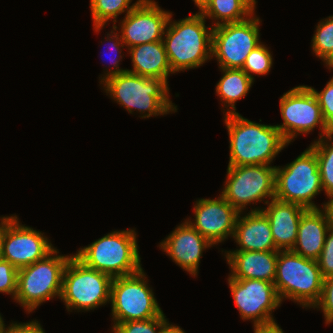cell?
I'll list each match as a JSON object with an SVG mask.
<instances>
[{
	"label": "cell",
	"instance_id": "cell-25",
	"mask_svg": "<svg viewBox=\"0 0 333 333\" xmlns=\"http://www.w3.org/2000/svg\"><path fill=\"white\" fill-rule=\"evenodd\" d=\"M140 1L132 3V0H90L93 30L98 33L107 26L109 20L113 21V26L116 25L118 16L129 13Z\"/></svg>",
	"mask_w": 333,
	"mask_h": 333
},
{
	"label": "cell",
	"instance_id": "cell-28",
	"mask_svg": "<svg viewBox=\"0 0 333 333\" xmlns=\"http://www.w3.org/2000/svg\"><path fill=\"white\" fill-rule=\"evenodd\" d=\"M273 66V57L269 47L261 42L246 57L242 70L255 81L254 75H267Z\"/></svg>",
	"mask_w": 333,
	"mask_h": 333
},
{
	"label": "cell",
	"instance_id": "cell-30",
	"mask_svg": "<svg viewBox=\"0 0 333 333\" xmlns=\"http://www.w3.org/2000/svg\"><path fill=\"white\" fill-rule=\"evenodd\" d=\"M117 29H115V27L113 26L112 27V30L111 32H108L106 35V42H109L108 43V46L110 47V49L113 51V53H115L116 57H112L111 58V66L113 65V67H110V69H104L106 71H104V74L101 75L99 77L100 81L99 83L101 84L103 81H105L108 77L110 76H113V75H117V74H120V73H123V72H126L127 69H121L120 68V61H122V49L126 46H124L125 44L123 43L122 39H121V35L120 33L118 32L117 33ZM112 42V43H111ZM122 48V49H121ZM105 55V54H104ZM113 60V61H112ZM103 76V77H102Z\"/></svg>",
	"mask_w": 333,
	"mask_h": 333
},
{
	"label": "cell",
	"instance_id": "cell-3",
	"mask_svg": "<svg viewBox=\"0 0 333 333\" xmlns=\"http://www.w3.org/2000/svg\"><path fill=\"white\" fill-rule=\"evenodd\" d=\"M172 15L162 39L172 71L179 73L203 66L212 59L213 27L206 26L201 13L178 21Z\"/></svg>",
	"mask_w": 333,
	"mask_h": 333
},
{
	"label": "cell",
	"instance_id": "cell-35",
	"mask_svg": "<svg viewBox=\"0 0 333 333\" xmlns=\"http://www.w3.org/2000/svg\"><path fill=\"white\" fill-rule=\"evenodd\" d=\"M2 333H45L39 321L32 320L26 323L12 322L5 326Z\"/></svg>",
	"mask_w": 333,
	"mask_h": 333
},
{
	"label": "cell",
	"instance_id": "cell-6",
	"mask_svg": "<svg viewBox=\"0 0 333 333\" xmlns=\"http://www.w3.org/2000/svg\"><path fill=\"white\" fill-rule=\"evenodd\" d=\"M58 254L55 248L45 258L18 269L14 302L19 303L28 314L48 300L60 299L63 273L73 255Z\"/></svg>",
	"mask_w": 333,
	"mask_h": 333
},
{
	"label": "cell",
	"instance_id": "cell-16",
	"mask_svg": "<svg viewBox=\"0 0 333 333\" xmlns=\"http://www.w3.org/2000/svg\"><path fill=\"white\" fill-rule=\"evenodd\" d=\"M194 220L186 221L212 245L233 238L239 212L220 194L218 198H201L194 204Z\"/></svg>",
	"mask_w": 333,
	"mask_h": 333
},
{
	"label": "cell",
	"instance_id": "cell-17",
	"mask_svg": "<svg viewBox=\"0 0 333 333\" xmlns=\"http://www.w3.org/2000/svg\"><path fill=\"white\" fill-rule=\"evenodd\" d=\"M184 221L160 242L159 248L184 271L197 277L203 252L214 245Z\"/></svg>",
	"mask_w": 333,
	"mask_h": 333
},
{
	"label": "cell",
	"instance_id": "cell-8",
	"mask_svg": "<svg viewBox=\"0 0 333 333\" xmlns=\"http://www.w3.org/2000/svg\"><path fill=\"white\" fill-rule=\"evenodd\" d=\"M321 191L317 156L310 147L286 166H276L275 199L306 209H319L312 200Z\"/></svg>",
	"mask_w": 333,
	"mask_h": 333
},
{
	"label": "cell",
	"instance_id": "cell-7",
	"mask_svg": "<svg viewBox=\"0 0 333 333\" xmlns=\"http://www.w3.org/2000/svg\"><path fill=\"white\" fill-rule=\"evenodd\" d=\"M112 281V277L85 266L73 255L63 273L60 300L67 312L94 310L110 303Z\"/></svg>",
	"mask_w": 333,
	"mask_h": 333
},
{
	"label": "cell",
	"instance_id": "cell-36",
	"mask_svg": "<svg viewBox=\"0 0 333 333\" xmlns=\"http://www.w3.org/2000/svg\"><path fill=\"white\" fill-rule=\"evenodd\" d=\"M159 333H185V331L175 324H170L168 320H166L161 326Z\"/></svg>",
	"mask_w": 333,
	"mask_h": 333
},
{
	"label": "cell",
	"instance_id": "cell-32",
	"mask_svg": "<svg viewBox=\"0 0 333 333\" xmlns=\"http://www.w3.org/2000/svg\"><path fill=\"white\" fill-rule=\"evenodd\" d=\"M323 312L325 324L333 323V275L323 279L322 294L320 300L313 306Z\"/></svg>",
	"mask_w": 333,
	"mask_h": 333
},
{
	"label": "cell",
	"instance_id": "cell-4",
	"mask_svg": "<svg viewBox=\"0 0 333 333\" xmlns=\"http://www.w3.org/2000/svg\"><path fill=\"white\" fill-rule=\"evenodd\" d=\"M139 254L137 233L130 228L111 231L73 255L85 266L117 278L142 269Z\"/></svg>",
	"mask_w": 333,
	"mask_h": 333
},
{
	"label": "cell",
	"instance_id": "cell-31",
	"mask_svg": "<svg viewBox=\"0 0 333 333\" xmlns=\"http://www.w3.org/2000/svg\"><path fill=\"white\" fill-rule=\"evenodd\" d=\"M308 87L317 98L326 125L333 132V76L319 92L312 86Z\"/></svg>",
	"mask_w": 333,
	"mask_h": 333
},
{
	"label": "cell",
	"instance_id": "cell-21",
	"mask_svg": "<svg viewBox=\"0 0 333 333\" xmlns=\"http://www.w3.org/2000/svg\"><path fill=\"white\" fill-rule=\"evenodd\" d=\"M239 249L229 251H278L275 247L271 226L262 211L240 212L233 238Z\"/></svg>",
	"mask_w": 333,
	"mask_h": 333
},
{
	"label": "cell",
	"instance_id": "cell-5",
	"mask_svg": "<svg viewBox=\"0 0 333 333\" xmlns=\"http://www.w3.org/2000/svg\"><path fill=\"white\" fill-rule=\"evenodd\" d=\"M323 279L317 260L291 250L278 251L274 285L281 302L289 299L302 308H313L320 300Z\"/></svg>",
	"mask_w": 333,
	"mask_h": 333
},
{
	"label": "cell",
	"instance_id": "cell-26",
	"mask_svg": "<svg viewBox=\"0 0 333 333\" xmlns=\"http://www.w3.org/2000/svg\"><path fill=\"white\" fill-rule=\"evenodd\" d=\"M309 147L317 156L322 189L329 198L333 195V132L316 139Z\"/></svg>",
	"mask_w": 333,
	"mask_h": 333
},
{
	"label": "cell",
	"instance_id": "cell-39",
	"mask_svg": "<svg viewBox=\"0 0 333 333\" xmlns=\"http://www.w3.org/2000/svg\"><path fill=\"white\" fill-rule=\"evenodd\" d=\"M194 4L199 8L198 13H202L206 7L210 4L211 0H193Z\"/></svg>",
	"mask_w": 333,
	"mask_h": 333
},
{
	"label": "cell",
	"instance_id": "cell-27",
	"mask_svg": "<svg viewBox=\"0 0 333 333\" xmlns=\"http://www.w3.org/2000/svg\"><path fill=\"white\" fill-rule=\"evenodd\" d=\"M311 40L312 53L326 65L333 58V15L318 22Z\"/></svg>",
	"mask_w": 333,
	"mask_h": 333
},
{
	"label": "cell",
	"instance_id": "cell-15",
	"mask_svg": "<svg viewBox=\"0 0 333 333\" xmlns=\"http://www.w3.org/2000/svg\"><path fill=\"white\" fill-rule=\"evenodd\" d=\"M155 0H141L120 20V28L114 25L121 35L126 48L144 43L160 41L172 12L162 9Z\"/></svg>",
	"mask_w": 333,
	"mask_h": 333
},
{
	"label": "cell",
	"instance_id": "cell-41",
	"mask_svg": "<svg viewBox=\"0 0 333 333\" xmlns=\"http://www.w3.org/2000/svg\"><path fill=\"white\" fill-rule=\"evenodd\" d=\"M329 70L333 69V58L325 65Z\"/></svg>",
	"mask_w": 333,
	"mask_h": 333
},
{
	"label": "cell",
	"instance_id": "cell-11",
	"mask_svg": "<svg viewBox=\"0 0 333 333\" xmlns=\"http://www.w3.org/2000/svg\"><path fill=\"white\" fill-rule=\"evenodd\" d=\"M281 125H275L290 144L298 135L309 134L319 126V138L332 131L326 125L317 98L308 85L296 86L280 96ZM293 140V141H292Z\"/></svg>",
	"mask_w": 333,
	"mask_h": 333
},
{
	"label": "cell",
	"instance_id": "cell-12",
	"mask_svg": "<svg viewBox=\"0 0 333 333\" xmlns=\"http://www.w3.org/2000/svg\"><path fill=\"white\" fill-rule=\"evenodd\" d=\"M55 248L43 232L23 225L17 215L0 216V257L17 269L45 258Z\"/></svg>",
	"mask_w": 333,
	"mask_h": 333
},
{
	"label": "cell",
	"instance_id": "cell-19",
	"mask_svg": "<svg viewBox=\"0 0 333 333\" xmlns=\"http://www.w3.org/2000/svg\"><path fill=\"white\" fill-rule=\"evenodd\" d=\"M333 220L326 208L307 209L301 216L297 240L292 250L304 258L317 260Z\"/></svg>",
	"mask_w": 333,
	"mask_h": 333
},
{
	"label": "cell",
	"instance_id": "cell-37",
	"mask_svg": "<svg viewBox=\"0 0 333 333\" xmlns=\"http://www.w3.org/2000/svg\"><path fill=\"white\" fill-rule=\"evenodd\" d=\"M253 329L254 333H284L278 324L270 327H257Z\"/></svg>",
	"mask_w": 333,
	"mask_h": 333
},
{
	"label": "cell",
	"instance_id": "cell-10",
	"mask_svg": "<svg viewBox=\"0 0 333 333\" xmlns=\"http://www.w3.org/2000/svg\"><path fill=\"white\" fill-rule=\"evenodd\" d=\"M275 170L272 165L228 166L221 195L240 213L247 205L275 199Z\"/></svg>",
	"mask_w": 333,
	"mask_h": 333
},
{
	"label": "cell",
	"instance_id": "cell-23",
	"mask_svg": "<svg viewBox=\"0 0 333 333\" xmlns=\"http://www.w3.org/2000/svg\"><path fill=\"white\" fill-rule=\"evenodd\" d=\"M220 71L223 75L215 89L223 108H226L223 114L237 113L236 102L249 93L254 81L242 69L220 68Z\"/></svg>",
	"mask_w": 333,
	"mask_h": 333
},
{
	"label": "cell",
	"instance_id": "cell-9",
	"mask_svg": "<svg viewBox=\"0 0 333 333\" xmlns=\"http://www.w3.org/2000/svg\"><path fill=\"white\" fill-rule=\"evenodd\" d=\"M146 278L143 268L137 273L113 278L110 294L113 324L147 320L163 313Z\"/></svg>",
	"mask_w": 333,
	"mask_h": 333
},
{
	"label": "cell",
	"instance_id": "cell-20",
	"mask_svg": "<svg viewBox=\"0 0 333 333\" xmlns=\"http://www.w3.org/2000/svg\"><path fill=\"white\" fill-rule=\"evenodd\" d=\"M234 279H258L273 282L278 251H224Z\"/></svg>",
	"mask_w": 333,
	"mask_h": 333
},
{
	"label": "cell",
	"instance_id": "cell-42",
	"mask_svg": "<svg viewBox=\"0 0 333 333\" xmlns=\"http://www.w3.org/2000/svg\"><path fill=\"white\" fill-rule=\"evenodd\" d=\"M254 7L256 6L257 4V1L256 0H248Z\"/></svg>",
	"mask_w": 333,
	"mask_h": 333
},
{
	"label": "cell",
	"instance_id": "cell-24",
	"mask_svg": "<svg viewBox=\"0 0 333 333\" xmlns=\"http://www.w3.org/2000/svg\"><path fill=\"white\" fill-rule=\"evenodd\" d=\"M255 9L248 0H211L201 14L205 19H211V26L216 27L244 21L255 13Z\"/></svg>",
	"mask_w": 333,
	"mask_h": 333
},
{
	"label": "cell",
	"instance_id": "cell-2",
	"mask_svg": "<svg viewBox=\"0 0 333 333\" xmlns=\"http://www.w3.org/2000/svg\"><path fill=\"white\" fill-rule=\"evenodd\" d=\"M100 85H103L106 95L128 113L139 111L142 119L178 110L169 98V84L162 79H151L126 71L108 77Z\"/></svg>",
	"mask_w": 333,
	"mask_h": 333
},
{
	"label": "cell",
	"instance_id": "cell-33",
	"mask_svg": "<svg viewBox=\"0 0 333 333\" xmlns=\"http://www.w3.org/2000/svg\"><path fill=\"white\" fill-rule=\"evenodd\" d=\"M18 269L0 257V293L11 295L14 300L17 292Z\"/></svg>",
	"mask_w": 333,
	"mask_h": 333
},
{
	"label": "cell",
	"instance_id": "cell-22",
	"mask_svg": "<svg viewBox=\"0 0 333 333\" xmlns=\"http://www.w3.org/2000/svg\"><path fill=\"white\" fill-rule=\"evenodd\" d=\"M131 56L132 70L127 71L151 79H162L168 84L171 69L163 41L144 43L128 48Z\"/></svg>",
	"mask_w": 333,
	"mask_h": 333
},
{
	"label": "cell",
	"instance_id": "cell-29",
	"mask_svg": "<svg viewBox=\"0 0 333 333\" xmlns=\"http://www.w3.org/2000/svg\"><path fill=\"white\" fill-rule=\"evenodd\" d=\"M167 320L164 313L147 320H135L113 324V333H159L160 326Z\"/></svg>",
	"mask_w": 333,
	"mask_h": 333
},
{
	"label": "cell",
	"instance_id": "cell-13",
	"mask_svg": "<svg viewBox=\"0 0 333 333\" xmlns=\"http://www.w3.org/2000/svg\"><path fill=\"white\" fill-rule=\"evenodd\" d=\"M260 22L254 13L244 21L213 27L212 58L219 68L242 69L246 57L261 43Z\"/></svg>",
	"mask_w": 333,
	"mask_h": 333
},
{
	"label": "cell",
	"instance_id": "cell-18",
	"mask_svg": "<svg viewBox=\"0 0 333 333\" xmlns=\"http://www.w3.org/2000/svg\"><path fill=\"white\" fill-rule=\"evenodd\" d=\"M266 207L251 208L250 211H262L268 218L278 251L292 250L297 240L298 225L306 208L295 204L272 199Z\"/></svg>",
	"mask_w": 333,
	"mask_h": 333
},
{
	"label": "cell",
	"instance_id": "cell-14",
	"mask_svg": "<svg viewBox=\"0 0 333 333\" xmlns=\"http://www.w3.org/2000/svg\"><path fill=\"white\" fill-rule=\"evenodd\" d=\"M228 285L241 319L252 320L253 327L276 325L272 313L281 306L273 282L258 279H234L228 276Z\"/></svg>",
	"mask_w": 333,
	"mask_h": 333
},
{
	"label": "cell",
	"instance_id": "cell-1",
	"mask_svg": "<svg viewBox=\"0 0 333 333\" xmlns=\"http://www.w3.org/2000/svg\"><path fill=\"white\" fill-rule=\"evenodd\" d=\"M224 124L230 143L228 166L271 165L289 145L275 125L256 123L238 112L224 115Z\"/></svg>",
	"mask_w": 333,
	"mask_h": 333
},
{
	"label": "cell",
	"instance_id": "cell-34",
	"mask_svg": "<svg viewBox=\"0 0 333 333\" xmlns=\"http://www.w3.org/2000/svg\"><path fill=\"white\" fill-rule=\"evenodd\" d=\"M323 278L333 275V225L329 228L322 252L317 259Z\"/></svg>",
	"mask_w": 333,
	"mask_h": 333
},
{
	"label": "cell",
	"instance_id": "cell-40",
	"mask_svg": "<svg viewBox=\"0 0 333 333\" xmlns=\"http://www.w3.org/2000/svg\"><path fill=\"white\" fill-rule=\"evenodd\" d=\"M4 322H5V321L3 320V317H2L1 314H0V333H2V331H3L4 328H5V326H7V325H5Z\"/></svg>",
	"mask_w": 333,
	"mask_h": 333
},
{
	"label": "cell",
	"instance_id": "cell-38",
	"mask_svg": "<svg viewBox=\"0 0 333 333\" xmlns=\"http://www.w3.org/2000/svg\"><path fill=\"white\" fill-rule=\"evenodd\" d=\"M321 208H326L329 212V215L331 216L333 220V195L329 197V200L327 202H324L321 206Z\"/></svg>",
	"mask_w": 333,
	"mask_h": 333
}]
</instances>
